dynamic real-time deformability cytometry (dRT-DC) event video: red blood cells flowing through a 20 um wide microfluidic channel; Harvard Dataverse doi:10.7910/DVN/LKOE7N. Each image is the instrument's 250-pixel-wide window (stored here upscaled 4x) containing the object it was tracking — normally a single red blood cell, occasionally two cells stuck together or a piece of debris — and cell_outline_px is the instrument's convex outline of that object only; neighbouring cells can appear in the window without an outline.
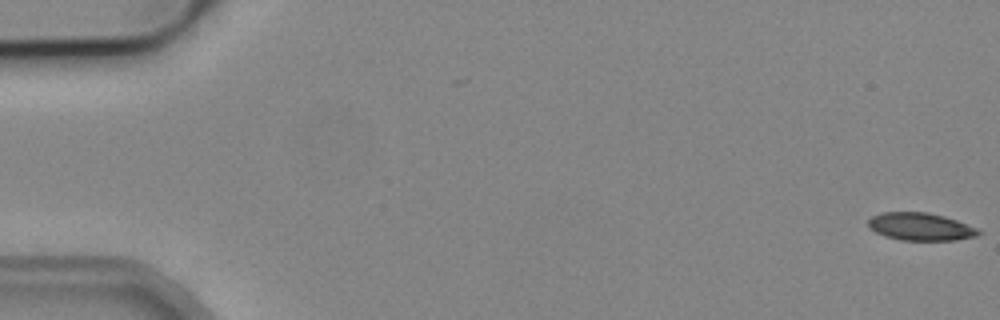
{"species": "common noctule bat (a hibernating species)", "species_latin": "Nyctalus noctula", "temperature_condition": "cold", "stored_images_in_passage": 16, "camera_frame_rate_fps": 3000, "um_per_image_px": 0.085, "animal": {"sex": "male", "body_mass_g": 19.2, "forearm_length_mm": 51.8}, "frame": {"image": 1, "passage_image": 1, "time_ms": 0.0, "image_size_px": [1000, 320], "cell_outline_px": [[984, 232], [976, 236], [956, 240], [900, 240], [884, 236], [868, 228], [868, 220], [872, 216], [880, 212], [928, 212], [944, 216], [956, 220], [976, 228]], "centroid_in_image_um": [78.22, 19.26], "position_along_channel_um": 6.8, "area_um2": 17.86}}
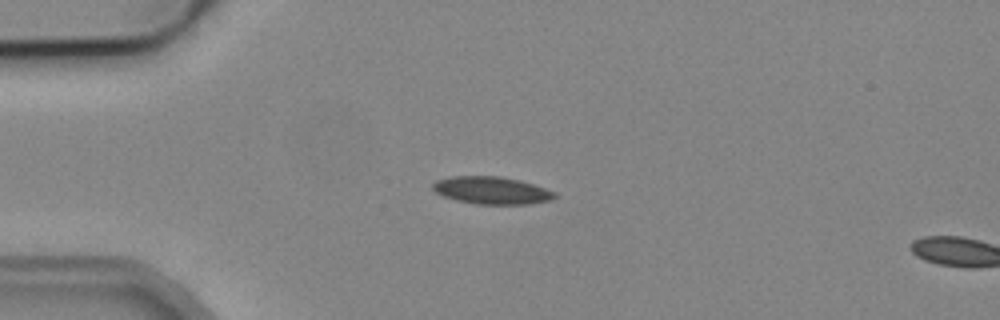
{"frame": {"image": 2, "passage_image": 14, "time_ms": 4.333, "image_size_px": [1000, 320], "cell_outline_px": [[556, 196], [548, 200], [528, 204], [476, 204], [456, 200], [444, 196], [436, 192], [432, 188], [432, 184], [436, 180], [452, 176], [500, 176], [520, 180], [556, 192]], "centroid_in_image_um": [41.76, 16.17], "position_along_channel_um": 43.2, "area_um2": 19.36}}